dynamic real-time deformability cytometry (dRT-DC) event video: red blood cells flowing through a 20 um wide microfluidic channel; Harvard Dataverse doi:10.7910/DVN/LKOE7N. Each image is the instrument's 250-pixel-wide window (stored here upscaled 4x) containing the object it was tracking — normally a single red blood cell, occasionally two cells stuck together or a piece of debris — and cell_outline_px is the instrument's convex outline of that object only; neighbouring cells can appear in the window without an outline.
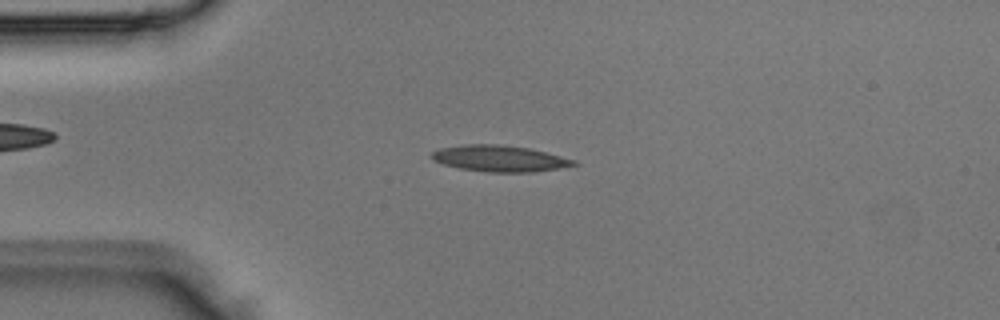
{"species": "Egyptian fruit bat (a non-hibernating species)", "species_latin": "Rousettus aegyptiacus", "temperature_condition": "room temperature", "stored_images_in_passage": 4, "camera_frame_rate_fps": 3000, "um_per_image_px": 0.085, "animal": {"sex": "male"}, "frame": {"image": 1, "passage_image": 3, "time_ms": 0.667, "image_size_px": [1000, 320], "cell_outline_px": [[580, 164], [532, 172], [488, 172], [460, 168], [444, 164], [432, 160], [432, 152], [440, 148], [468, 144], [500, 144], [528, 148], [576, 160]], "centroid_in_image_um": [42.46, 13.47], "position_along_channel_um": 42.5, "area_um2": 21.44}}